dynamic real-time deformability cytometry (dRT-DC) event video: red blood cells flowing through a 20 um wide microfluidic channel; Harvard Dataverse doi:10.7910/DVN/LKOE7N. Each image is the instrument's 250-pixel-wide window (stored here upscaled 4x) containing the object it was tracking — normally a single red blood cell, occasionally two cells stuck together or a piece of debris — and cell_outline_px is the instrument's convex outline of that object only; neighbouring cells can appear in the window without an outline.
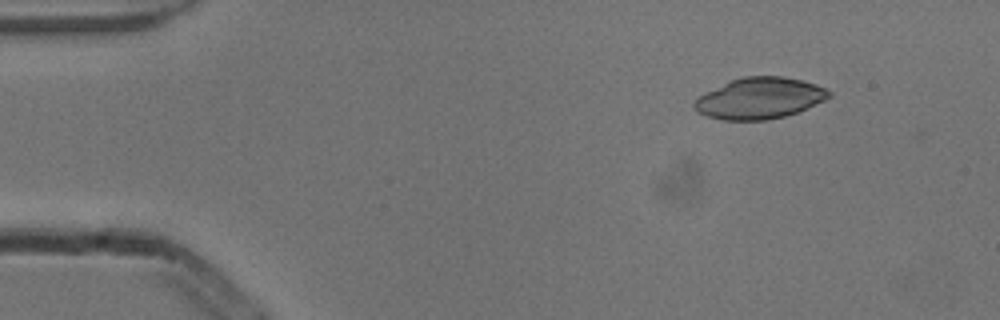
{"species": "common noctule bat (a hibernating species)", "species_latin": "Nyctalus noctula", "temperature_condition": "cold", "stored_images_in_passage": 4, "camera_frame_rate_fps": 3000, "um_per_image_px": 0.085, "animal": {"sex": "male", "body_mass_g": 13.3}, "frame": {"image": 1, "passage_image": 1, "time_ms": 0.0, "image_size_px": [1000, 320], "cell_outline_px": [[832, 96], [824, 100], [796, 112], [784, 116], [768, 120], [724, 120], [708, 116], [700, 112], [692, 104], [700, 96], [732, 80], [744, 76], [784, 76], [816, 84], [832, 92]], "centroid_in_image_um": [64.61, 8.35], "position_along_channel_um": 20.4, "area_um2": 31.73}}